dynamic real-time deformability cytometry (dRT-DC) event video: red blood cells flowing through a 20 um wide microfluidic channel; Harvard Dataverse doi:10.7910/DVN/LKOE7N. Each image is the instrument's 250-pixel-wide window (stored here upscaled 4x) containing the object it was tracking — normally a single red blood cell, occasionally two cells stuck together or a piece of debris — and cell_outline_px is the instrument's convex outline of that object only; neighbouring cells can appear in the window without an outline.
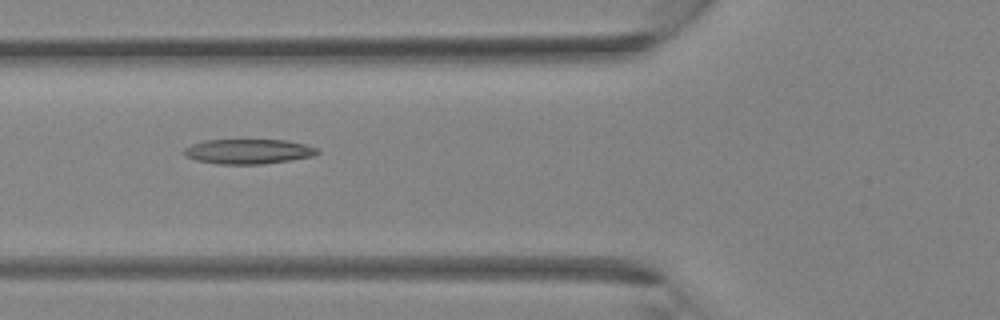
{"species": "Egyptian fruit bat (a non-hibernating species)", "species_latin": "Rousettus aegyptiacus", "temperature_condition": "room temperature", "stored_images_in_passage": 36, "camera_frame_rate_fps": 3000, "um_per_image_px": 0.085, "animal": {"sex": "female"}, "frame": {"image": 1, "passage_image": 14, "time_ms": 4.333, "image_size_px": [1000, 320], "cell_outline_px": [[320, 152], [312, 156], [288, 160], [260, 164], [216, 164], [196, 160], [184, 156], [184, 148], [192, 144], [204, 140], [284, 140], [304, 144], [316, 148]], "centroid_in_image_um": [21.05, 12.87], "position_along_channel_um": 104.7, "area_um2": 19.13}}
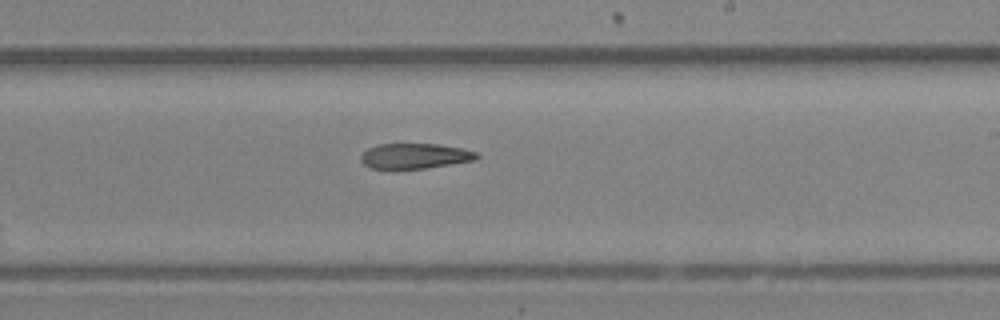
{"frame": {"image": 2, "passage_image": 22, "time_ms": 7.0, "image_size_px": [1000, 320], "cell_outline_px": [[480, 156], [476, 160], [424, 168], [396, 172], [368, 168], [360, 160], [360, 156], [368, 148], [376, 144], [436, 144], [464, 148], [480, 152]], "centroid_in_image_um": [35.23, 13.3], "position_along_channel_um": 253.8, "area_um2": 17.92}}
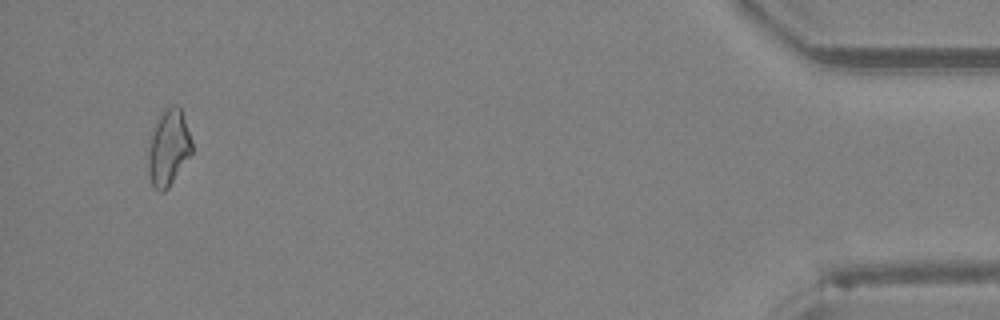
{"frame": {"image": 3, "passage_image": 35, "time_ms": 11.333, "image_size_px": [1000, 320], "cell_outline_px": [[192, 152], [168, 188], [164, 192], [160, 192], [152, 184], [148, 172], [148, 148], [152, 128], [164, 108], [172, 104], [180, 104], [192, 140]], "centroid_in_image_um": [14.32, 12.5], "position_along_channel_um": 420.9, "area_um2": 19.59}}